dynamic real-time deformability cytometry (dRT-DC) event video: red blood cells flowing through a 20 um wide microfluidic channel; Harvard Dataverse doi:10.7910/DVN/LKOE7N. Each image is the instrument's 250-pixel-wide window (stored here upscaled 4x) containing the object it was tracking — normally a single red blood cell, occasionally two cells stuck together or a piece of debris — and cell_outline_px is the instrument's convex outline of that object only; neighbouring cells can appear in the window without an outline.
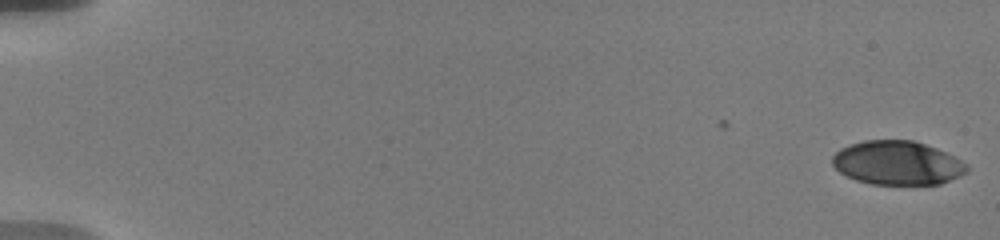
{"species": "human", "species_latin": "Homo sapiens", "temperature_condition": "warm", "stored_images_in_passage": 7, "camera_frame_rate_fps": 3000, "um_per_image_px": 0.085, "donor": {"sex": "male"}, "frame": {"image": 1, "passage_image": 1, "time_ms": 0.0, "image_size_px": [1000, 240], "cell_outline_px": [[968, 172], [960, 176], [940, 184], [872, 184], [856, 180], [840, 172], [832, 164], [832, 156], [840, 148], [848, 144], [864, 140], [912, 140], [936, 148], [968, 164]], "centroid_in_image_um": [76.26, 13.84], "position_along_channel_um": 8.7, "area_um2": 34.33}}
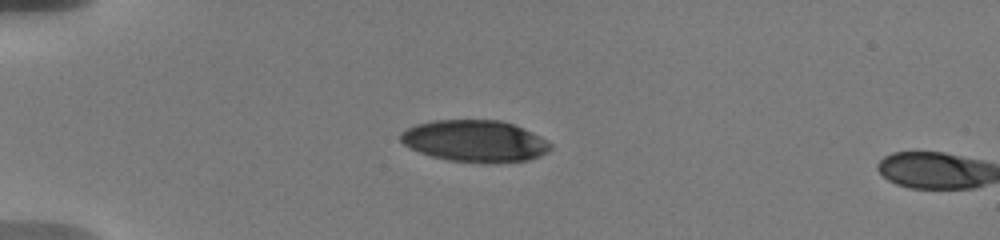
{"frame": {"image": 2, "passage_image": 6, "time_ms": 5.0, "image_size_px": [1000, 240], "cell_outline_px": [[552, 148], [548, 152], [540, 156], [528, 160], [496, 164], [484, 164], [448, 160], [432, 156], [408, 148], [400, 140], [400, 132], [416, 124], [432, 120], [500, 120], [524, 128], [548, 140], [552, 144]], "centroid_in_image_um": [40.39, 12.0], "position_along_channel_um": 44.6, "area_um2": 36.99}}